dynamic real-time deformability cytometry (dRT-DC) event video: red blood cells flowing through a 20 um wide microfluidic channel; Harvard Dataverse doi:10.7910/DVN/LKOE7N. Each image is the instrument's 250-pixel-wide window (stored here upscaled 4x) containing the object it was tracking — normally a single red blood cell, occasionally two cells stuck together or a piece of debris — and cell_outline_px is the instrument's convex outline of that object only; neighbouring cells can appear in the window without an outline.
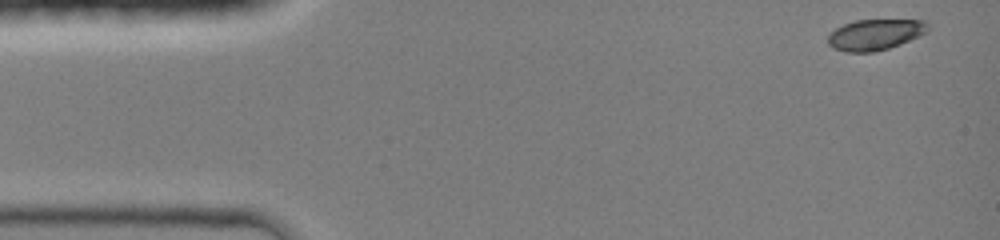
{"species": "common noctule bat (a hibernating species)", "species_latin": "Nyctalus noctula", "temperature_condition": "room temperature", "stored_images_in_passage": 40, "camera_frame_rate_fps": 3000, "um_per_image_px": 0.085, "animal": {"sex": "female", "body_mass_g": 19.0, "forearm_length_mm": 51.5}, "frame": {"image": 1, "passage_image": 1, "time_ms": 0.0, "image_size_px": [1000, 240], "cell_outline_px": [[928, 32], [900, 44], [888, 48], [872, 52], [844, 52], [832, 48], [828, 44], [828, 36], [836, 28], [844, 24], [856, 20], [928, 20]], "centroid_in_image_um": [74.39, 2.94], "position_along_channel_um": 10.6, "area_um2": 17.98}}
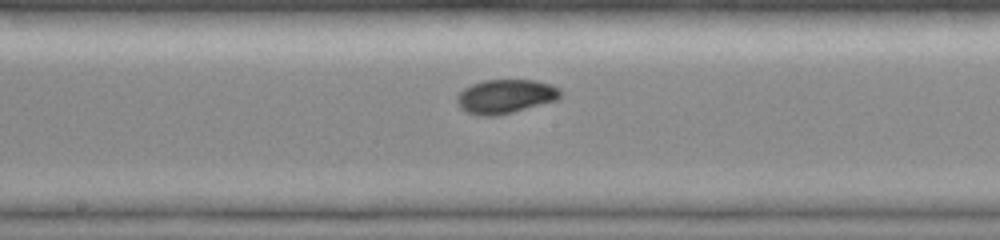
{"frame": {"image": 2, "passage_image": 22, "time_ms": 7.0, "image_size_px": [1000, 240], "cell_outline_px": [[560, 96], [556, 100], [512, 112], [496, 116], [480, 116], [468, 112], [460, 108], [456, 104], [456, 96], [464, 88], [472, 84], [484, 80], [536, 80], [552, 84], [560, 88]], "centroid_in_image_um": [42.94, 8.19], "position_along_channel_um": 205.3, "area_um2": 20.52}}
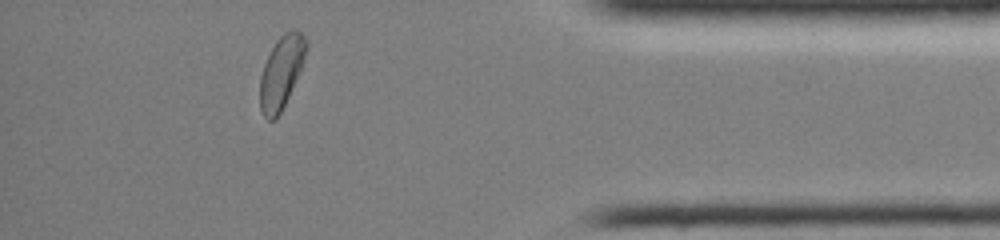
{"frame": {"image": 3, "passage_image": 38, "time_ms": 12.333, "image_size_px": [1000, 240], "cell_outline_px": [[308, 48], [300, 72], [276, 120], [268, 120], [264, 116], [260, 108], [260, 76], [264, 64], [276, 40], [284, 32], [292, 28], [296, 28], [304, 36], [308, 44]], "centroid_in_image_um": [23.93, 6.1], "position_along_channel_um": 411.3, "area_um2": 19.54}, "authors_computed_cell_mechanics": {"area_um2": 19.5364, "velocity_mm_per_s": 4.3008, "shape_relaxation_time_tau1_ms": 3.4906, "shape_relaxation_time_tau2_ms": null, "deformation_change_tau1": 0.1109, "deformation_change_tau2": null}}